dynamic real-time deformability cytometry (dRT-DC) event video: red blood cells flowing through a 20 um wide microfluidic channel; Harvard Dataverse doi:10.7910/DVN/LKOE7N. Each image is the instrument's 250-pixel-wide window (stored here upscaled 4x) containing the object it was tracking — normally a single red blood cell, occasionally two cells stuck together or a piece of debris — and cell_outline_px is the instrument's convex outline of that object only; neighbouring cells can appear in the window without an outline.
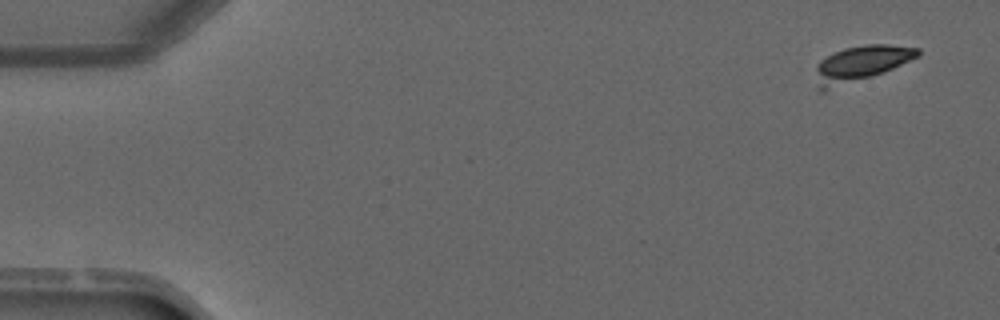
{"species": "common noctule bat (a hibernating species)", "species_latin": "Nyctalus noctula", "temperature_condition": "warm", "stored_images_in_passage": 6, "camera_frame_rate_fps": 3000, "um_per_image_px": 0.085, "animal": {"sex": "male", "forearm_length_mm": 52.5}, "frame": {"image": 1, "passage_image": 1, "time_ms": 0.0, "image_size_px": [1000, 320], "cell_outline_px": [[920, 56], [884, 72], [820, 92], [816, 88], [816, 64], [820, 60], [844, 48], [868, 44], [888, 44], [920, 48]], "centroid_in_image_um": [73.16, 5.4], "position_along_channel_um": 11.8, "area_um2": 21.04}}
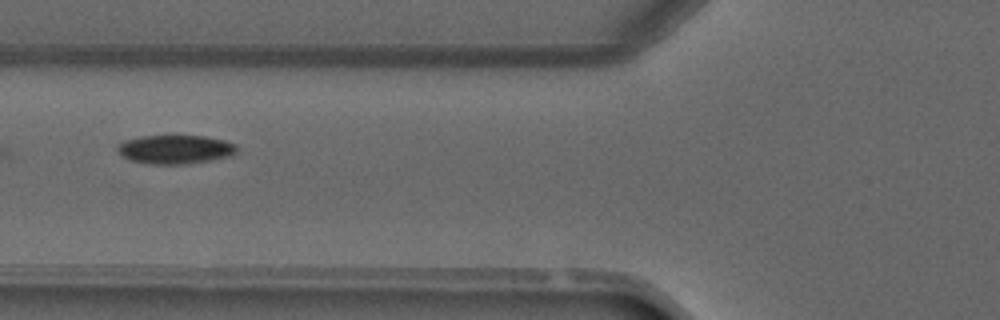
{"frame": {"image": 2, "passage_image": 5, "time_ms": 5.0, "image_size_px": [1000, 320], "cell_outline_px": [[236, 152], [232, 156], [212, 160], [188, 164], [144, 164], [128, 160], [120, 156], [116, 152], [116, 148], [124, 140], [140, 136], [204, 136], [224, 140], [236, 144]], "centroid_in_image_um": [14.85, 12.71], "position_along_channel_um": 110.9, "area_um2": 20.4}}
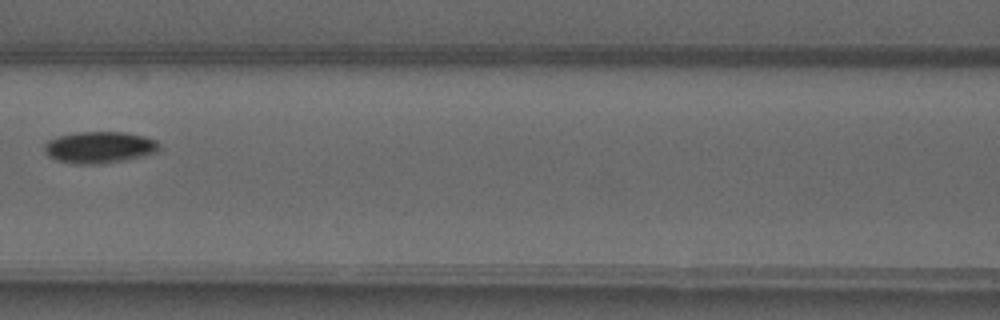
{"frame": {"image": 3, "passage_image": 6, "time_ms": 6.0, "image_size_px": [1000, 320], "cell_outline_px": [[160, 148], [156, 152], [124, 160], [100, 164], [72, 164], [56, 160], [48, 156], [44, 152], [44, 144], [48, 140], [56, 136], [76, 132], [124, 132], [144, 136], [156, 140], [160, 144]], "centroid_in_image_um": [8.41, 12.52], "position_along_channel_um": 158.2, "area_um2": 21.33}}